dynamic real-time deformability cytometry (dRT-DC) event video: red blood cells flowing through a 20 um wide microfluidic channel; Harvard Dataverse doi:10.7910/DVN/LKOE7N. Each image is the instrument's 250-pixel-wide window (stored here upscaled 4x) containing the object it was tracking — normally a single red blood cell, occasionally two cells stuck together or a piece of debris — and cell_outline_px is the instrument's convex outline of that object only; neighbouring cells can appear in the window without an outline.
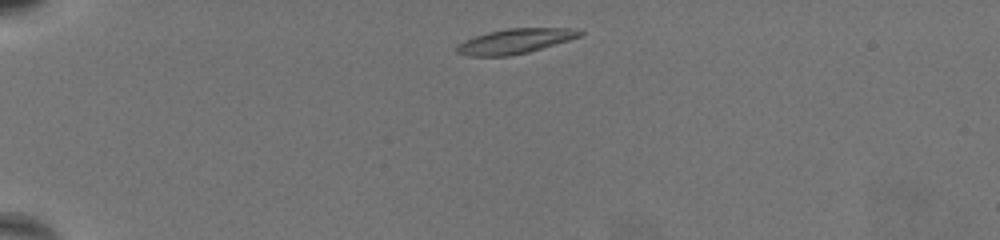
{"species": "common noctule bat (a hibernating species)", "species_latin": "Nyctalus noctula", "temperature_condition": "warm", "stored_images_in_passage": 52, "camera_frame_rate_fps": 3000, "um_per_image_px": 0.085, "animal": {"sex": "female", "body_mass_g": 19.5, "forearm_length_mm": 54.1}, "frame": {"image": 1, "passage_image": 3, "time_ms": 0.667, "image_size_px": [1000, 240], "cell_outline_px": [[584, 32], [580, 36], [568, 40], [528, 52], [508, 56], [468, 56], [456, 52], [456, 48], [464, 40], [488, 32], [504, 28], [572, 28]], "centroid_in_image_um": [43.76, 3.49], "position_along_channel_um": 41.2, "area_um2": 17.63}}
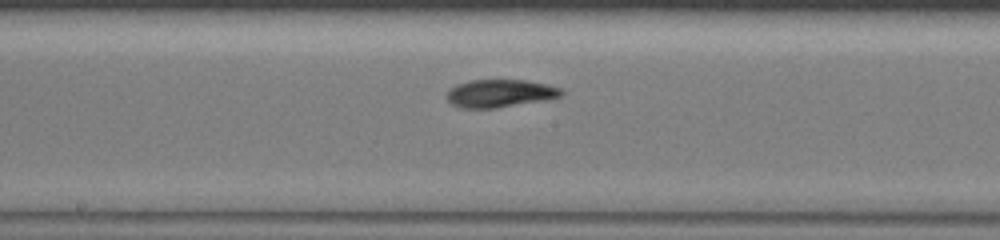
{"frame": {"image": 2, "passage_image": 24, "time_ms": 7.667, "image_size_px": [1000, 240], "cell_outline_px": [[564, 96], [544, 100], [496, 108], [460, 108], [452, 104], [444, 96], [456, 84], [468, 80], [528, 80], [564, 88]], "centroid_in_image_um": [42.53, 7.93], "position_along_channel_um": 205.7, "area_um2": 18.79}}
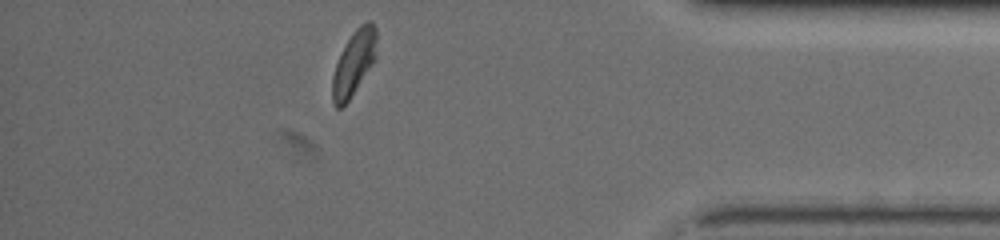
{"frame": {"image": 3, "passage_image": 45, "time_ms": 14.667, "image_size_px": [1000, 240], "cell_outline_px": [[376, 56], [348, 100], [340, 108], [336, 108], [332, 100], [332, 76], [336, 64], [352, 32], [360, 24], [368, 20], [372, 20], [376, 28]], "centroid_in_image_um": [30.08, 5.3], "position_along_channel_um": 405.1, "area_um2": 16.18}, "authors_computed_cell_mechanics": {"area_um2": 18.2648, "velocity_mm_per_s": 3.231, "shape_relaxation_time_tau1_ms": 4.1379, "shape_relaxation_time_tau2_ms": 1.7526, "deformation_change_tau1": 0.1576, "deformation_change_tau2": 0.0693}}